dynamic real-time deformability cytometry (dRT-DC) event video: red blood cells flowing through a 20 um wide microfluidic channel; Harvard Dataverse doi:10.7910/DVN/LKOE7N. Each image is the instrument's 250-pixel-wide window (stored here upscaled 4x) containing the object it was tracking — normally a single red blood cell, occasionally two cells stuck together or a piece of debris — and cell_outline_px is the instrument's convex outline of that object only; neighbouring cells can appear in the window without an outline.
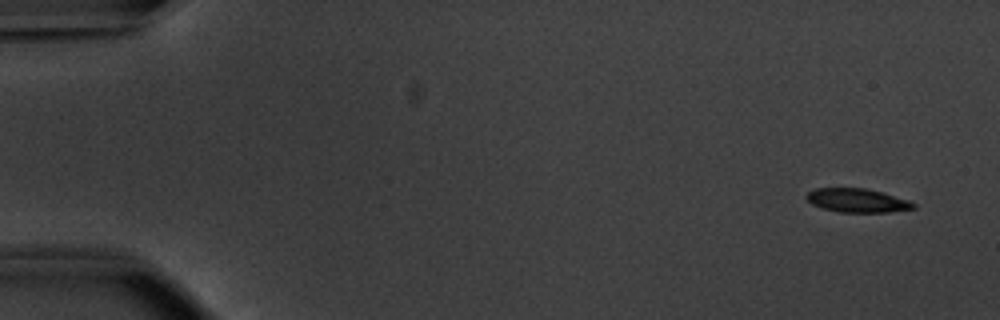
{"species": "common noctule bat (a hibernating species)", "species_latin": "Nyctalus noctula", "temperature_condition": "warm", "stored_images_in_passage": 51, "camera_frame_rate_fps": 3000, "um_per_image_px": 0.085, "animal": {"sex": "male", "body_mass_g": 20.1, "forearm_length_mm": 53.5}, "frame": {"image": 1, "passage_image": 1, "time_ms": 0.0, "image_size_px": [1000, 320], "cell_outline_px": [[916, 208], [888, 212], [840, 212], [824, 208], [812, 204], [804, 196], [808, 192], [816, 188], [864, 188], [880, 192], [908, 200], [916, 204]], "centroid_in_image_um": [72.85, 17.04], "position_along_channel_um": 12.1, "area_um2": 14.62}}
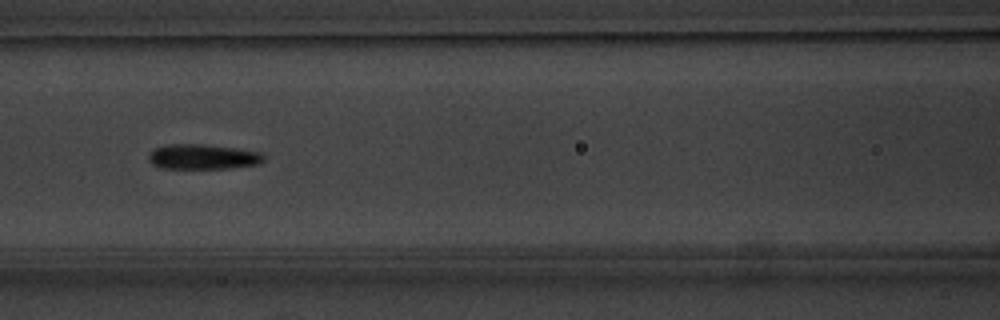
{"frame": {"image": 2, "passage_image": 22, "time_ms": 7.0, "image_size_px": [1000, 320], "cell_outline_px": [[264, 160], [260, 164], [228, 168], [160, 168], [152, 164], [148, 160], [148, 156], [156, 148], [168, 144], [204, 144], [236, 148], [260, 152], [264, 156]], "centroid_in_image_um": [17.25, 13.32], "position_along_channel_um": 149.3, "area_um2": 16.76}}
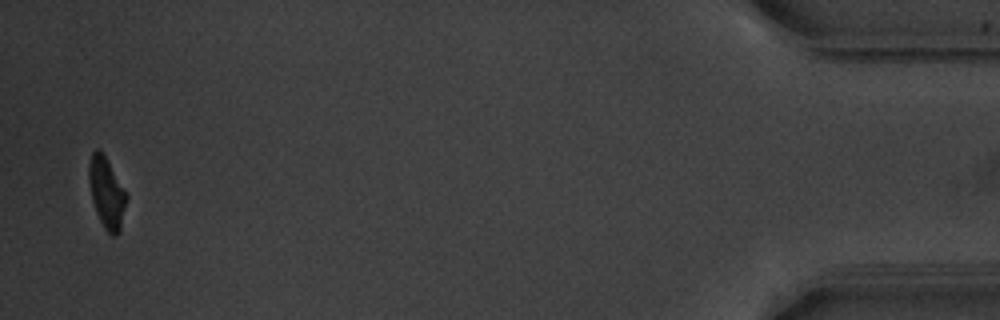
{"frame": {"image": 3, "passage_image": 50, "time_ms": 16.333, "image_size_px": [1000, 320], "cell_outline_px": [[128, 196], [120, 232], [116, 236], [112, 236], [104, 228], [96, 212], [92, 200], [88, 180], [88, 164], [92, 152], [96, 148], [100, 148]], "centroid_in_image_um": [9.05, 16.39], "position_along_channel_um": 426.1, "area_um2": 15.55}, "authors_computed_cell_mechanics": {"area_um2": 16.2418, "velocity_mm_per_s": 3.8433, "shape_relaxation_time_tau1_ms": 1.6746, "shape_relaxation_time_tau2_ms": 2.0702, "deformation_change_tau1": 0.1318, "deformation_change_tau2": 0.0941}}